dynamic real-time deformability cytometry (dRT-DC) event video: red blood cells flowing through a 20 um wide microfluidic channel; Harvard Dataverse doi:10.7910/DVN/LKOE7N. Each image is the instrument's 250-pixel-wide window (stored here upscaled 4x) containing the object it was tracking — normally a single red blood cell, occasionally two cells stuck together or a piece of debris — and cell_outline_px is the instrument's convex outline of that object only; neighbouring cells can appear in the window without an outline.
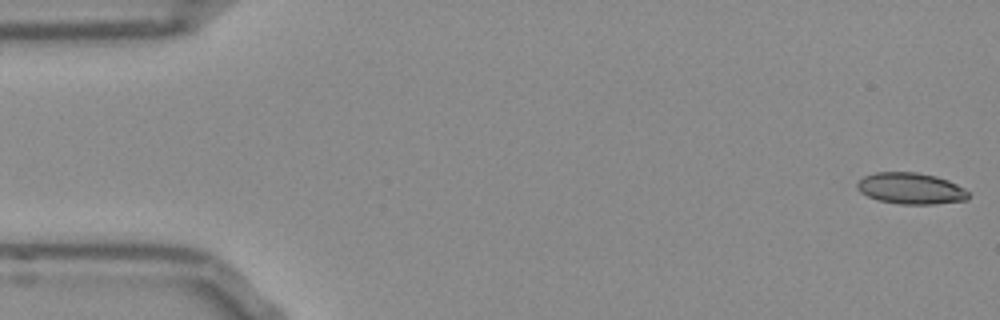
{"species": "Egyptian fruit bat (a non-hibernating species)", "species_latin": "Rousettus aegyptiacus", "temperature_condition": "room temperature", "stored_images_in_passage": 53, "camera_frame_rate_fps": 3000, "um_per_image_px": 0.085, "frame": {"image": 1, "passage_image": 1, "time_ms": 0.0, "image_size_px": [1000, 320], "cell_outline_px": [[968, 200], [936, 204], [900, 204], [876, 200], [860, 192], [856, 188], [856, 184], [864, 176], [876, 172], [916, 172], [936, 176], [948, 180], [964, 188], [968, 192]], "centroid_in_image_um": [77.41, 16.02], "position_along_channel_um": 7.6, "area_um2": 20.4}}
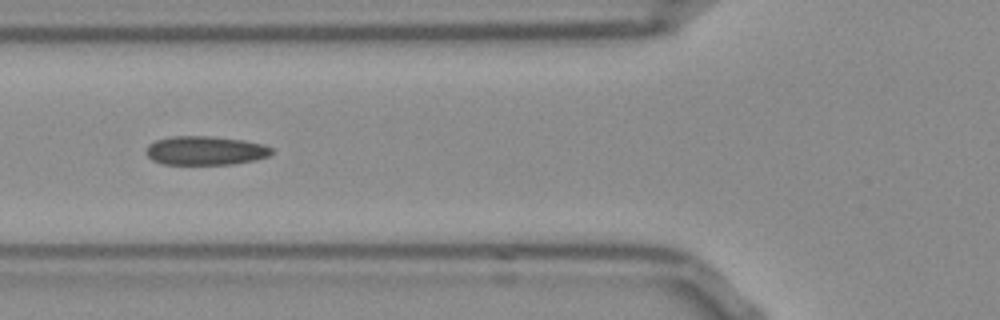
{"frame": {"image": 2, "passage_image": 19, "time_ms": 6.0, "image_size_px": [1000, 320], "cell_outline_px": [[272, 152], [268, 156], [256, 160], [232, 164], [160, 164], [152, 160], [144, 152], [144, 148], [148, 144], [156, 140], [172, 136], [212, 136], [244, 140], [264, 144], [272, 148]], "centroid_in_image_um": [17.42, 12.79], "position_along_channel_um": 108.4, "area_um2": 21.39}}
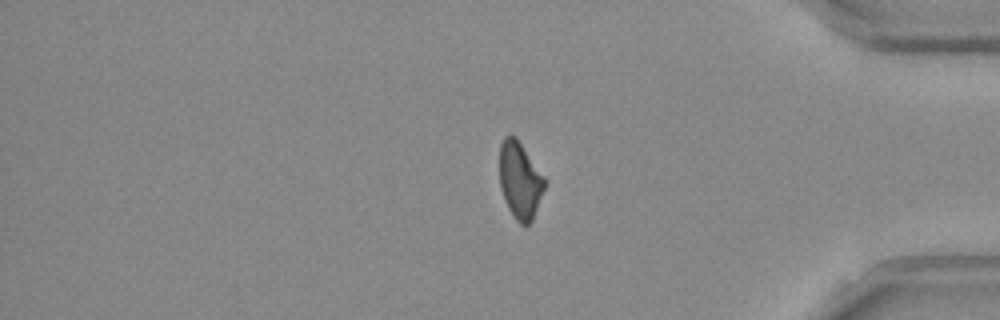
{"frame": {"image": 3, "passage_image": 43, "time_ms": 14.0, "image_size_px": [1000, 320], "cell_outline_px": [[544, 188], [532, 220], [528, 224], [520, 224], [516, 220], [508, 208], [500, 184], [500, 144], [504, 136], [516, 136], [544, 176]], "centroid_in_image_um": [44.18, 15.3], "position_along_channel_um": 391.0, "area_um2": 19.77}, "authors_computed_cell_mechanics": {"area_um2": 20.8658, "velocity_mm_per_s": 3.8685, "shape_relaxation_time_tau1_ms": null, "shape_relaxation_time_tau2_ms": 3.8777, "deformation_change_tau1": null, "deformation_change_tau2": 0.091}}